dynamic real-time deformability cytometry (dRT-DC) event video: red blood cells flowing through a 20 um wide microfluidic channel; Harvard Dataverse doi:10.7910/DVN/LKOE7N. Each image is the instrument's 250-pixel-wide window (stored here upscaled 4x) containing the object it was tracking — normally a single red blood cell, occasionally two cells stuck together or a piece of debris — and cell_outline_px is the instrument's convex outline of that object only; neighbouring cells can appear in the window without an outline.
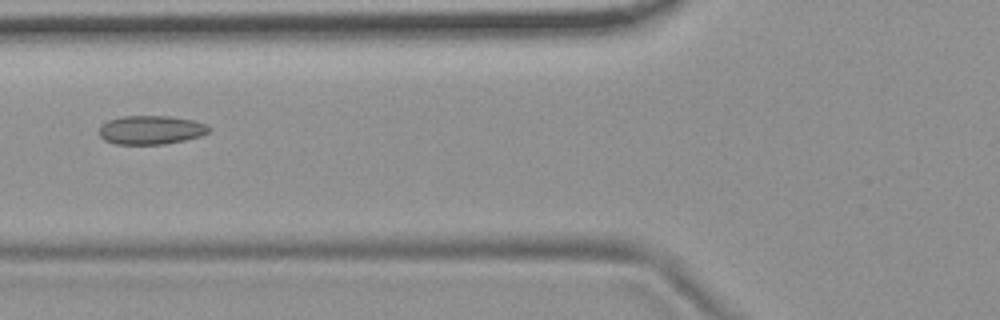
{"species": "common noctule bat (a hibernating species)", "species_latin": "Nyctalus noctula", "temperature_condition": "room temperature", "stored_images_in_passage": 5, "camera_frame_rate_fps": 3000, "um_per_image_px": 0.085, "animal": {"sex": "female", "body_mass_g": 19.9}, "frame": {"image": 1, "passage_image": 2, "time_ms": 0.333, "image_size_px": [1000, 320], "cell_outline_px": [[212, 128], [208, 132], [200, 136], [184, 140], [164, 144], [116, 144], [104, 140], [96, 132], [108, 120], [124, 116], [168, 116], [192, 120], [208, 124]], "centroid_in_image_um": [12.83, 11.04], "position_along_channel_um": 113.0, "area_um2": 18.44}}
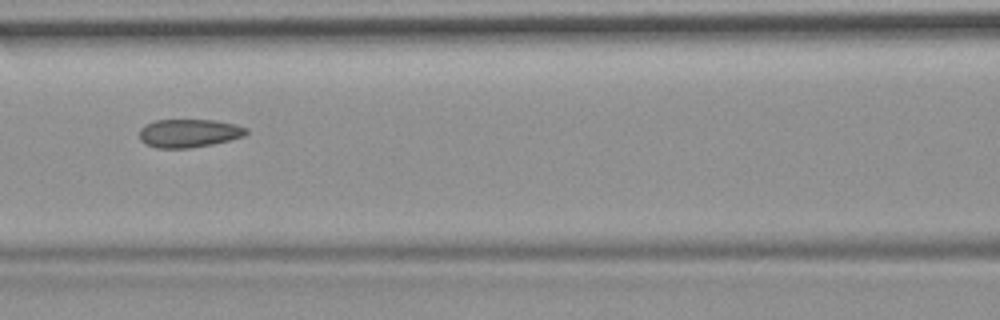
{"frame": {"image": 2, "passage_image": 3, "time_ms": 0.667, "image_size_px": [1000, 320], "cell_outline_px": [[248, 132], [244, 136], [212, 144], [188, 148], [156, 148], [144, 144], [140, 140], [140, 128], [144, 124], [156, 120], [216, 120], [236, 124], [248, 128]], "centroid_in_image_um": [16.04, 11.31], "position_along_channel_um": 150.6, "area_um2": 17.74}}